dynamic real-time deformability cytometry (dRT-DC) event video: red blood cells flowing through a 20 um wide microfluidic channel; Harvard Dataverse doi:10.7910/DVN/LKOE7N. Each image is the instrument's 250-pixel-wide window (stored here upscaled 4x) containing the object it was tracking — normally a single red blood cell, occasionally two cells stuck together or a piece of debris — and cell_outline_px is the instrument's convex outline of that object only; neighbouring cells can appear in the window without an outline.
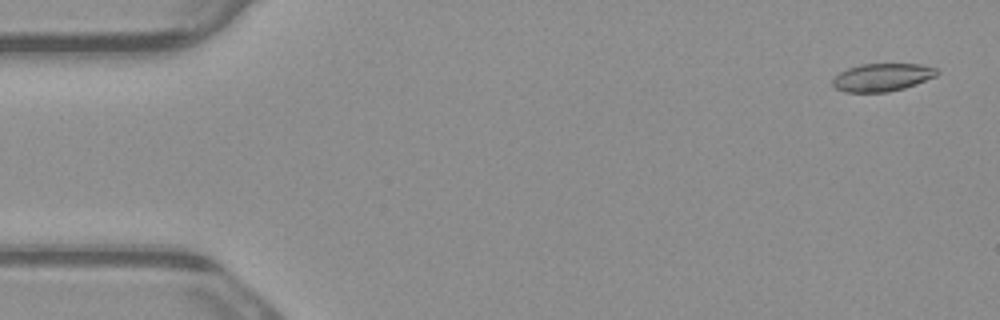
{"species": "common noctule bat (a hibernating species)", "species_latin": "Nyctalus noctula", "temperature_condition": "warm", "stored_images_in_passage": 5, "camera_frame_rate_fps": 3000, "um_per_image_px": 0.085, "animal": {"sex": "male", "body_mass_g": 23.1, "forearm_length_mm": 52.7}, "frame": {"image": 1, "passage_image": 1, "time_ms": 0.0, "image_size_px": [1000, 320], "cell_outline_px": [[940, 72], [936, 76], [916, 84], [904, 88], [888, 92], [844, 92], [836, 88], [832, 84], [832, 80], [840, 72], [848, 68], [860, 64], [920, 64], [936, 68]], "centroid_in_image_um": [74.99, 6.57], "position_along_channel_um": 10.0, "area_um2": 16.94}}
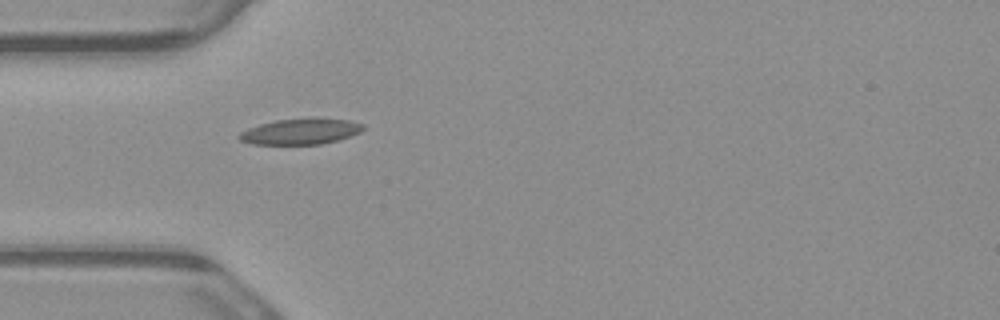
{"frame": {"image": 2, "passage_image": 5, "time_ms": 1.333, "image_size_px": [1000, 320], "cell_outline_px": [[364, 128], [360, 132], [336, 140], [320, 144], [252, 144], [240, 140], [236, 136], [240, 132], [248, 128], [260, 124], [276, 120], [312, 116], [316, 116], [352, 120], [364, 124]], "centroid_in_image_um": [25.57, 11.14], "position_along_channel_um": 59.4, "area_um2": 19.07}}